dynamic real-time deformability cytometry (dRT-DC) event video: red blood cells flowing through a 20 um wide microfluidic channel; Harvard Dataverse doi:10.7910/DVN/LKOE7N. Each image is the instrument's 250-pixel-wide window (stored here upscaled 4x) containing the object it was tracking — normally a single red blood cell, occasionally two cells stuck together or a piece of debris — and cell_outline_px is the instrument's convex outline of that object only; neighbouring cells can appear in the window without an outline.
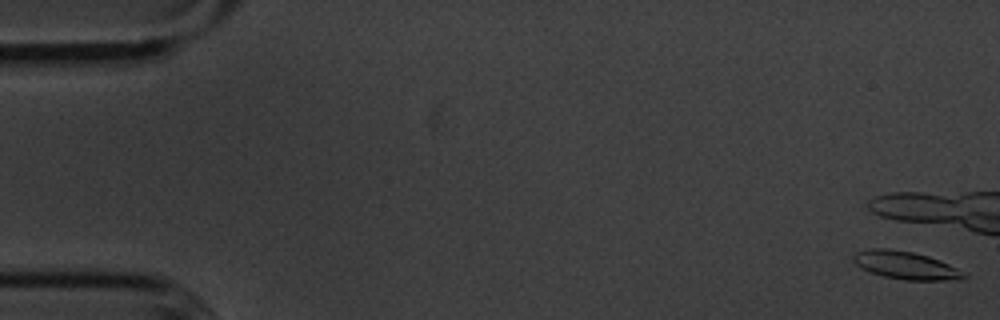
{"species": "common noctule bat (a hibernating species)", "species_latin": "Nyctalus noctula", "temperature_condition": "cold", "stored_images_in_passage": 7, "camera_frame_rate_fps": 3000, "um_per_image_px": 0.085, "animal": {"sex": "male", "body_mass_g": 20.1, "forearm_length_mm": 53.5}, "frame": {"image": 1, "passage_image": 1, "time_ms": 0.0, "image_size_px": [1000, 320], "cell_outline_px": [[968, 276], [964, 280], [904, 280], [884, 276], [872, 272], [856, 264], [852, 260], [852, 256], [856, 252], [868, 248], [888, 248], [912, 252], [928, 256], [940, 260], [956, 268]], "centroid_in_image_um": [76.99, 22.54], "position_along_channel_um": 8.0, "area_um2": 17.86}}